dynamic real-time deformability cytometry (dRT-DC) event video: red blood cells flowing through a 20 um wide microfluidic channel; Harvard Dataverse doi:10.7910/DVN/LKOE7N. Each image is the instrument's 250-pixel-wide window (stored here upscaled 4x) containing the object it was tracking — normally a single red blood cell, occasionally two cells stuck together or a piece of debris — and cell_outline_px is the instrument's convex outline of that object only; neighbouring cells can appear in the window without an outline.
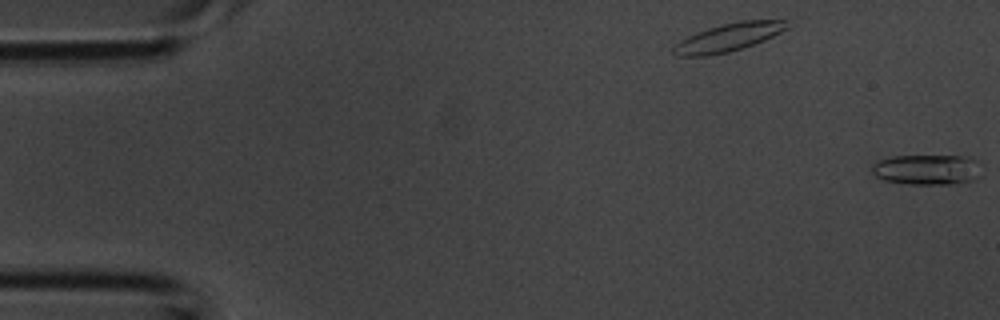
{"species": "common noctule bat (a hibernating species)", "species_latin": "Nyctalus noctula", "temperature_condition": "room temperature", "stored_images_in_passage": 39, "camera_frame_rate_fps": 3000, "um_per_image_px": 0.085, "animal": {"sex": "male", "body_mass_g": 20.1, "forearm_length_mm": 53.5}, "frame": {"image": 1, "passage_image": 1, "time_ms": 0.0, "image_size_px": [1000, 320], "cell_outline_px": [[984, 164], [980, 176], [976, 180], [952, 184], [908, 184], [884, 180], [876, 176], [872, 172], [872, 164], [876, 160], [892, 156], [972, 156]], "centroid_in_image_um": [78.89, 14.4], "position_along_channel_um": 6.1, "area_um2": 20.0}}
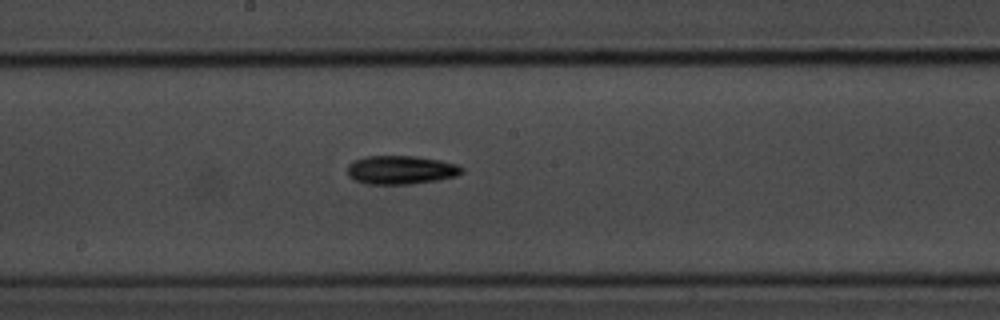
{"frame": {"image": 2, "passage_image": 21, "time_ms": 6.667, "image_size_px": [1000, 320], "cell_outline_px": [[464, 172], [456, 176], [440, 180], [412, 184], [368, 184], [352, 180], [348, 176], [348, 164], [356, 160], [368, 156], [416, 156], [440, 160], [456, 164], [464, 168]], "centroid_in_image_um": [34.1, 14.45], "position_along_channel_um": 214.1, "area_um2": 19.25}}
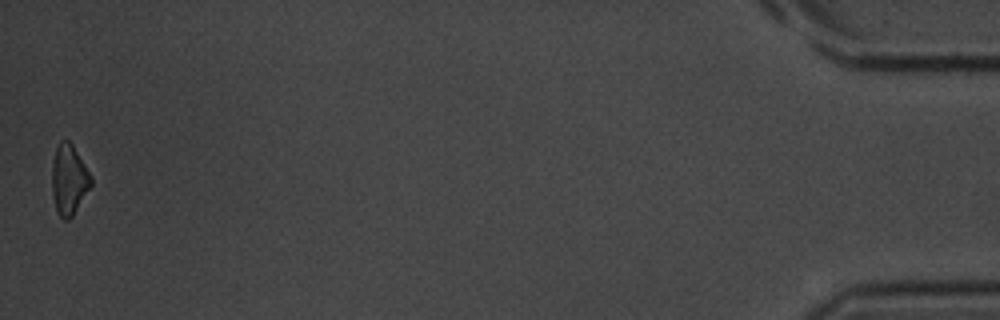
{"frame": {"image": 3, "passage_image": 39, "time_ms": 12.667, "image_size_px": [1000, 320], "cell_outline_px": [[92, 184], [72, 216], [68, 220], [64, 220], [56, 212], [52, 196], [52, 164], [56, 148], [60, 140], [68, 140], [72, 144], [92, 176]], "centroid_in_image_um": [5.85, 15.28], "position_along_channel_um": 429.4, "area_um2": 15.95}}